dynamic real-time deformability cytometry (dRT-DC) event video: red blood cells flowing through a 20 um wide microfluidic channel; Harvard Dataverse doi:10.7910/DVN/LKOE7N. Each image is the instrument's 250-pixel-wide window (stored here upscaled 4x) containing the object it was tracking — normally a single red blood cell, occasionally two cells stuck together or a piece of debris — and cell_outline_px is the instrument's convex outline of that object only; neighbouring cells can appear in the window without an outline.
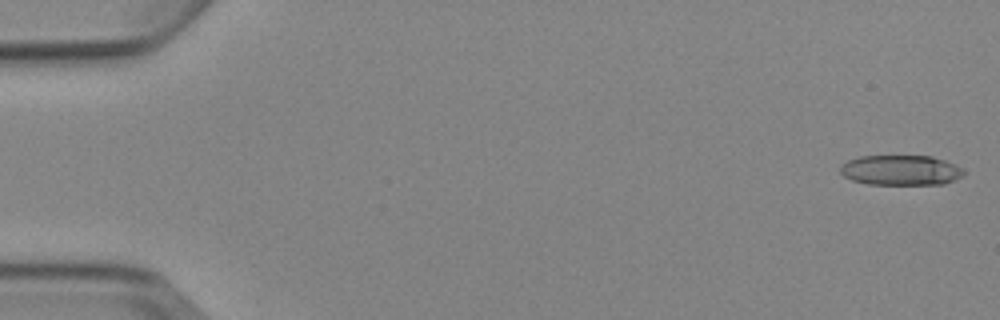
{"species": "Egyptian fruit bat (a non-hibernating species)", "species_latin": "Rousettus aegyptiacus", "temperature_condition": "cold", "stored_images_in_passage": 5, "camera_frame_rate_fps": 3000, "um_per_image_px": 0.085, "animal": {"sex": "female"}, "frame": {"image": 1, "passage_image": 1, "time_ms": 0.0, "image_size_px": [1000, 320], "cell_outline_px": [[964, 176], [956, 180], [944, 184], [868, 184], [852, 180], [844, 176], [840, 172], [840, 168], [848, 160], [860, 156], [932, 156], [944, 160], [964, 168]], "centroid_in_image_um": [76.61, 14.47], "position_along_channel_um": 8.4, "area_um2": 21.73}}
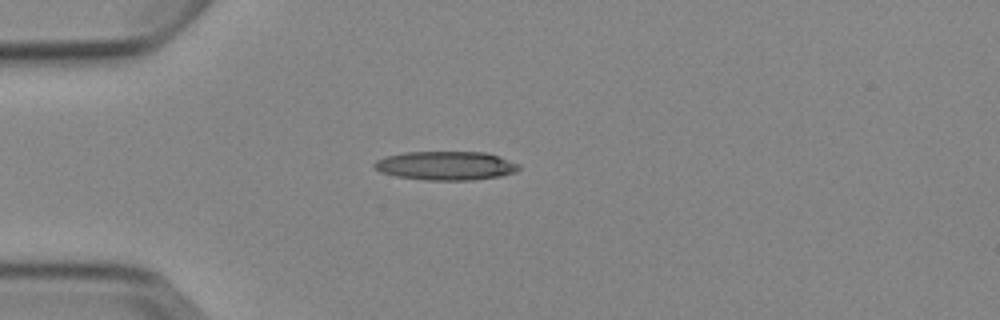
{"frame": {"image": 2, "passage_image": 4, "time_ms": 4.333, "image_size_px": [1000, 320], "cell_outline_px": [[520, 168], [516, 172], [500, 176], [472, 180], [424, 180], [396, 176], [380, 172], [372, 164], [376, 160], [384, 156], [404, 152], [484, 152], [520, 164]], "centroid_in_image_um": [37.86, 14.08], "position_along_channel_um": 47.1, "area_um2": 24.28}}